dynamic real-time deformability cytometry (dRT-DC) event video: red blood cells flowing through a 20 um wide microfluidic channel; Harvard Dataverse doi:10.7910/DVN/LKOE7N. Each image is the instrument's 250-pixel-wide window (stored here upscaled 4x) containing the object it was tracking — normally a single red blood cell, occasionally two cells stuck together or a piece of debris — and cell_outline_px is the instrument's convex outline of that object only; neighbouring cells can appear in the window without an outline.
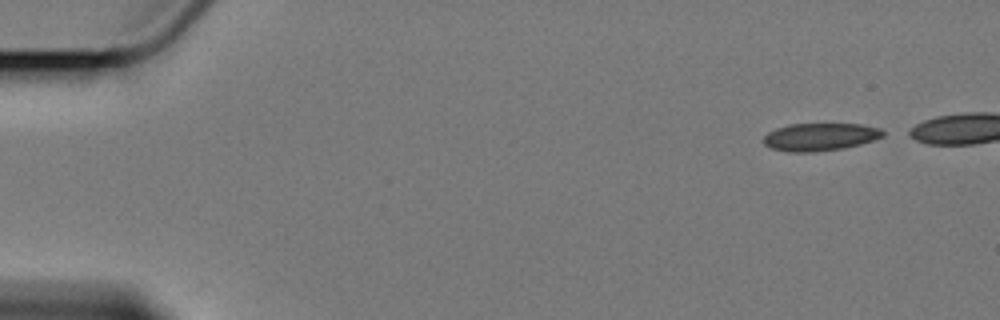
{"species": "Egyptian fruit bat (a non-hibernating species)", "species_latin": "Rousettus aegyptiacus", "temperature_condition": "cold", "stored_images_in_passage": 6, "camera_frame_rate_fps": 3000, "um_per_image_px": 0.085, "animal": {"sex": "female"}, "frame": {"image": 1, "passage_image": 1, "time_ms": 0.0, "image_size_px": [1000, 320], "cell_outline_px": [[884, 136], [860, 144], [844, 148], [812, 152], [788, 152], [772, 148], [764, 144], [764, 136], [768, 132], [776, 128], [788, 124], [864, 124], [880, 128], [884, 132]], "centroid_in_image_um": [69.71, 11.63], "position_along_channel_um": 15.3, "area_um2": 19.25}}
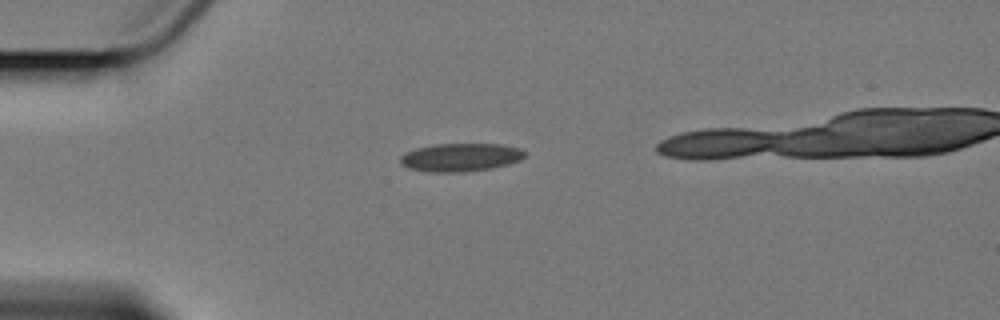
{"frame": {"image": 2, "passage_image": 4, "time_ms": 3.667, "image_size_px": [1000, 320], "cell_outline_px": [[528, 152], [520, 160], [508, 164], [492, 168], [464, 172], [428, 172], [408, 168], [400, 164], [400, 156], [404, 152], [416, 148], [436, 144], [496, 144], [520, 148]], "centroid_in_image_um": [39.12, 13.38], "position_along_channel_um": 45.9, "area_um2": 20.58}}